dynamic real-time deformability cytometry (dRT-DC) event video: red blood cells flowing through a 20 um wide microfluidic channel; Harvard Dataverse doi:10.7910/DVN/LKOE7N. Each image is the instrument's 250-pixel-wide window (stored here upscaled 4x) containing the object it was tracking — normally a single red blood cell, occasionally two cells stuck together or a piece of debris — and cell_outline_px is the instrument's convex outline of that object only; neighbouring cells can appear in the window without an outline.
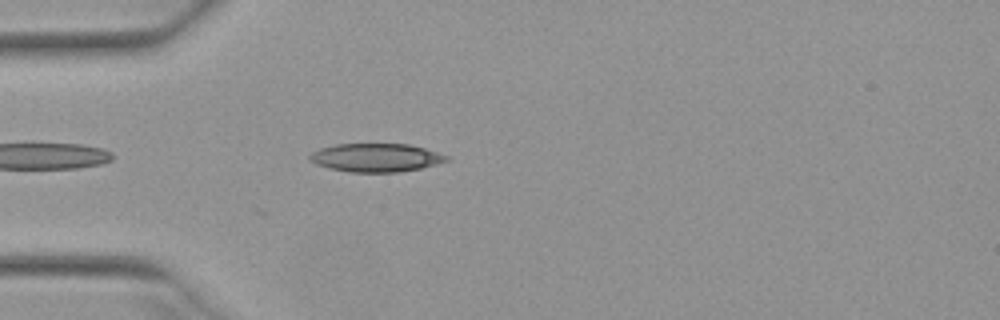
{"species": "Egyptian fruit bat (a non-hibernating species)", "species_latin": "Rousettus aegyptiacus", "temperature_condition": "warm", "stored_images_in_passage": 7, "camera_frame_rate_fps": 3000, "um_per_image_px": 0.085, "animal": {"sex": "female"}, "frame": {"image": 1, "passage_image": 3, "time_ms": 0.667, "image_size_px": [1000, 320], "cell_outline_px": [[448, 160], [436, 164], [420, 168], [400, 172], [352, 172], [328, 168], [316, 164], [308, 160], [308, 156], [312, 152], [320, 148], [336, 144], [408, 144], [424, 148], [448, 156]], "centroid_in_image_um": [31.91, 13.4], "position_along_channel_um": 53.1, "area_um2": 22.54}}
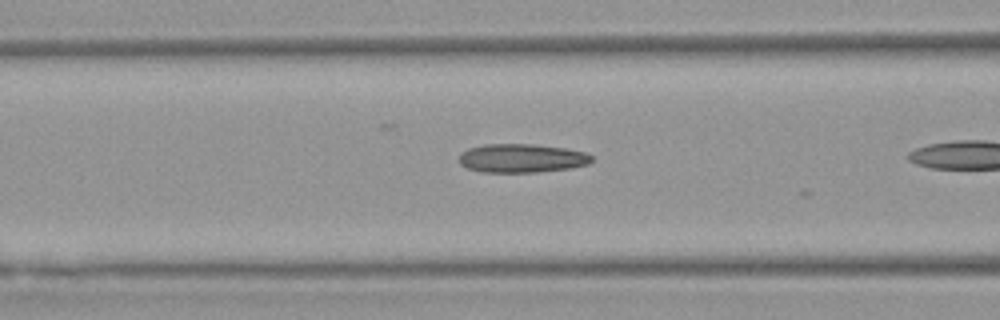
{"frame": {"image": 2, "passage_image": 6, "time_ms": 1.667, "image_size_px": [1000, 320], "cell_outline_px": [[592, 160], [588, 164], [572, 168], [536, 172], [484, 172], [468, 168], [460, 164], [460, 152], [468, 148], [484, 144], [532, 144], [568, 148], [588, 152], [592, 156]], "centroid_in_image_um": [44.38, 13.44], "position_along_channel_um": 122.2, "area_um2": 22.37}}